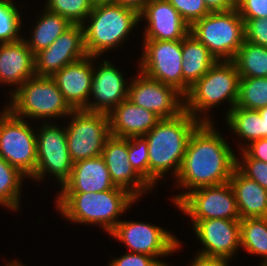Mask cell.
Wrapping results in <instances>:
<instances>
[{
  "instance_id": "obj_1",
  "label": "cell",
  "mask_w": 267,
  "mask_h": 266,
  "mask_svg": "<svg viewBox=\"0 0 267 266\" xmlns=\"http://www.w3.org/2000/svg\"><path fill=\"white\" fill-rule=\"evenodd\" d=\"M212 122H202L191 134L177 182L190 191L229 182L236 156Z\"/></svg>"
},
{
  "instance_id": "obj_2",
  "label": "cell",
  "mask_w": 267,
  "mask_h": 266,
  "mask_svg": "<svg viewBox=\"0 0 267 266\" xmlns=\"http://www.w3.org/2000/svg\"><path fill=\"white\" fill-rule=\"evenodd\" d=\"M207 118H195L184 110L176 117L161 119L144 135L148 141L150 187L171 169L177 177L191 134L202 122H213Z\"/></svg>"
},
{
  "instance_id": "obj_3",
  "label": "cell",
  "mask_w": 267,
  "mask_h": 266,
  "mask_svg": "<svg viewBox=\"0 0 267 266\" xmlns=\"http://www.w3.org/2000/svg\"><path fill=\"white\" fill-rule=\"evenodd\" d=\"M58 196L57 209L67 220L100 224L108 233H111L120 221L117 217L137 200L118 187L96 193L61 192Z\"/></svg>"
},
{
  "instance_id": "obj_4",
  "label": "cell",
  "mask_w": 267,
  "mask_h": 266,
  "mask_svg": "<svg viewBox=\"0 0 267 266\" xmlns=\"http://www.w3.org/2000/svg\"><path fill=\"white\" fill-rule=\"evenodd\" d=\"M88 17L89 25H83L84 46L94 57L120 45L140 21L137 11L116 3L96 5Z\"/></svg>"
},
{
  "instance_id": "obj_5",
  "label": "cell",
  "mask_w": 267,
  "mask_h": 266,
  "mask_svg": "<svg viewBox=\"0 0 267 266\" xmlns=\"http://www.w3.org/2000/svg\"><path fill=\"white\" fill-rule=\"evenodd\" d=\"M240 75L232 60L217 61L184 96V110L198 118V112L209 110L228 99L232 110L238 100ZM197 112V113H196Z\"/></svg>"
},
{
  "instance_id": "obj_6",
  "label": "cell",
  "mask_w": 267,
  "mask_h": 266,
  "mask_svg": "<svg viewBox=\"0 0 267 266\" xmlns=\"http://www.w3.org/2000/svg\"><path fill=\"white\" fill-rule=\"evenodd\" d=\"M190 33L217 61L233 60L245 41V22L236 8L210 12L190 27Z\"/></svg>"
},
{
  "instance_id": "obj_7",
  "label": "cell",
  "mask_w": 267,
  "mask_h": 266,
  "mask_svg": "<svg viewBox=\"0 0 267 266\" xmlns=\"http://www.w3.org/2000/svg\"><path fill=\"white\" fill-rule=\"evenodd\" d=\"M11 96L7 108L19 118L61 117L73 111L51 77L34 76L18 86Z\"/></svg>"
},
{
  "instance_id": "obj_8",
  "label": "cell",
  "mask_w": 267,
  "mask_h": 266,
  "mask_svg": "<svg viewBox=\"0 0 267 266\" xmlns=\"http://www.w3.org/2000/svg\"><path fill=\"white\" fill-rule=\"evenodd\" d=\"M8 108L0 114V156L26 177L37 167V141L34 131Z\"/></svg>"
},
{
  "instance_id": "obj_9",
  "label": "cell",
  "mask_w": 267,
  "mask_h": 266,
  "mask_svg": "<svg viewBox=\"0 0 267 266\" xmlns=\"http://www.w3.org/2000/svg\"><path fill=\"white\" fill-rule=\"evenodd\" d=\"M177 208L188 214L193 221L213 218L240 220L233 189L229 182L205 186L182 193L173 198Z\"/></svg>"
},
{
  "instance_id": "obj_10",
  "label": "cell",
  "mask_w": 267,
  "mask_h": 266,
  "mask_svg": "<svg viewBox=\"0 0 267 266\" xmlns=\"http://www.w3.org/2000/svg\"><path fill=\"white\" fill-rule=\"evenodd\" d=\"M66 127L68 151L73 163L102 154L110 134L108 114L73 110Z\"/></svg>"
},
{
  "instance_id": "obj_11",
  "label": "cell",
  "mask_w": 267,
  "mask_h": 266,
  "mask_svg": "<svg viewBox=\"0 0 267 266\" xmlns=\"http://www.w3.org/2000/svg\"><path fill=\"white\" fill-rule=\"evenodd\" d=\"M144 40L140 72L174 87L183 95L182 40Z\"/></svg>"
},
{
  "instance_id": "obj_12",
  "label": "cell",
  "mask_w": 267,
  "mask_h": 266,
  "mask_svg": "<svg viewBox=\"0 0 267 266\" xmlns=\"http://www.w3.org/2000/svg\"><path fill=\"white\" fill-rule=\"evenodd\" d=\"M39 131V134H36L37 167L32 178L40 181L44 174L49 172L57 178V182L62 187L70 178L73 168L68 151L66 129L45 123Z\"/></svg>"
},
{
  "instance_id": "obj_13",
  "label": "cell",
  "mask_w": 267,
  "mask_h": 266,
  "mask_svg": "<svg viewBox=\"0 0 267 266\" xmlns=\"http://www.w3.org/2000/svg\"><path fill=\"white\" fill-rule=\"evenodd\" d=\"M110 235L125 243L132 253L155 258L171 254L181 245L175 236L163 228L136 221H119Z\"/></svg>"
},
{
  "instance_id": "obj_14",
  "label": "cell",
  "mask_w": 267,
  "mask_h": 266,
  "mask_svg": "<svg viewBox=\"0 0 267 266\" xmlns=\"http://www.w3.org/2000/svg\"><path fill=\"white\" fill-rule=\"evenodd\" d=\"M139 73L141 75L134 78L131 84L129 83L128 100L152 111L161 119L176 117L184 111V97L179 91L149 78L142 72Z\"/></svg>"
},
{
  "instance_id": "obj_15",
  "label": "cell",
  "mask_w": 267,
  "mask_h": 266,
  "mask_svg": "<svg viewBox=\"0 0 267 266\" xmlns=\"http://www.w3.org/2000/svg\"><path fill=\"white\" fill-rule=\"evenodd\" d=\"M87 56L82 24H73L48 48L35 55V76L52 77L56 72Z\"/></svg>"
},
{
  "instance_id": "obj_16",
  "label": "cell",
  "mask_w": 267,
  "mask_h": 266,
  "mask_svg": "<svg viewBox=\"0 0 267 266\" xmlns=\"http://www.w3.org/2000/svg\"><path fill=\"white\" fill-rule=\"evenodd\" d=\"M192 222L194 232L205 246L198 254L232 259L240 246V220L213 218Z\"/></svg>"
},
{
  "instance_id": "obj_17",
  "label": "cell",
  "mask_w": 267,
  "mask_h": 266,
  "mask_svg": "<svg viewBox=\"0 0 267 266\" xmlns=\"http://www.w3.org/2000/svg\"><path fill=\"white\" fill-rule=\"evenodd\" d=\"M115 187L129 192L136 199L151 187L136 173L128 160V138L110 135L101 154Z\"/></svg>"
},
{
  "instance_id": "obj_18",
  "label": "cell",
  "mask_w": 267,
  "mask_h": 266,
  "mask_svg": "<svg viewBox=\"0 0 267 266\" xmlns=\"http://www.w3.org/2000/svg\"><path fill=\"white\" fill-rule=\"evenodd\" d=\"M128 87L119 69L103 60L99 69L93 68L90 95L96 98V102H88L83 110L109 114L123 100L128 99Z\"/></svg>"
},
{
  "instance_id": "obj_19",
  "label": "cell",
  "mask_w": 267,
  "mask_h": 266,
  "mask_svg": "<svg viewBox=\"0 0 267 266\" xmlns=\"http://www.w3.org/2000/svg\"><path fill=\"white\" fill-rule=\"evenodd\" d=\"M139 17L140 20L145 17L149 25L145 29L144 39L182 40L190 32V26L168 0L147 2Z\"/></svg>"
},
{
  "instance_id": "obj_20",
  "label": "cell",
  "mask_w": 267,
  "mask_h": 266,
  "mask_svg": "<svg viewBox=\"0 0 267 266\" xmlns=\"http://www.w3.org/2000/svg\"><path fill=\"white\" fill-rule=\"evenodd\" d=\"M95 58L97 57L87 55L66 65L51 77L73 110H81L88 105L93 79L92 59Z\"/></svg>"
},
{
  "instance_id": "obj_21",
  "label": "cell",
  "mask_w": 267,
  "mask_h": 266,
  "mask_svg": "<svg viewBox=\"0 0 267 266\" xmlns=\"http://www.w3.org/2000/svg\"><path fill=\"white\" fill-rule=\"evenodd\" d=\"M110 134L117 137L130 138L144 136L160 120L152 111L123 100L109 114Z\"/></svg>"
},
{
  "instance_id": "obj_22",
  "label": "cell",
  "mask_w": 267,
  "mask_h": 266,
  "mask_svg": "<svg viewBox=\"0 0 267 266\" xmlns=\"http://www.w3.org/2000/svg\"><path fill=\"white\" fill-rule=\"evenodd\" d=\"M115 188L102 156L73 163L70 178L60 192H101Z\"/></svg>"
},
{
  "instance_id": "obj_23",
  "label": "cell",
  "mask_w": 267,
  "mask_h": 266,
  "mask_svg": "<svg viewBox=\"0 0 267 266\" xmlns=\"http://www.w3.org/2000/svg\"><path fill=\"white\" fill-rule=\"evenodd\" d=\"M35 76V55L25 39L0 45V82L22 85Z\"/></svg>"
},
{
  "instance_id": "obj_24",
  "label": "cell",
  "mask_w": 267,
  "mask_h": 266,
  "mask_svg": "<svg viewBox=\"0 0 267 266\" xmlns=\"http://www.w3.org/2000/svg\"><path fill=\"white\" fill-rule=\"evenodd\" d=\"M241 219L267 217V189L244 176L237 168L229 180Z\"/></svg>"
},
{
  "instance_id": "obj_25",
  "label": "cell",
  "mask_w": 267,
  "mask_h": 266,
  "mask_svg": "<svg viewBox=\"0 0 267 266\" xmlns=\"http://www.w3.org/2000/svg\"><path fill=\"white\" fill-rule=\"evenodd\" d=\"M217 59L190 32L182 39L183 97Z\"/></svg>"
},
{
  "instance_id": "obj_26",
  "label": "cell",
  "mask_w": 267,
  "mask_h": 266,
  "mask_svg": "<svg viewBox=\"0 0 267 266\" xmlns=\"http://www.w3.org/2000/svg\"><path fill=\"white\" fill-rule=\"evenodd\" d=\"M41 16L32 32L31 40H25L34 55L48 48L63 32L73 25L65 17L48 10Z\"/></svg>"
},
{
  "instance_id": "obj_27",
  "label": "cell",
  "mask_w": 267,
  "mask_h": 266,
  "mask_svg": "<svg viewBox=\"0 0 267 266\" xmlns=\"http://www.w3.org/2000/svg\"><path fill=\"white\" fill-rule=\"evenodd\" d=\"M240 78L267 77V48L244 41L232 60Z\"/></svg>"
},
{
  "instance_id": "obj_28",
  "label": "cell",
  "mask_w": 267,
  "mask_h": 266,
  "mask_svg": "<svg viewBox=\"0 0 267 266\" xmlns=\"http://www.w3.org/2000/svg\"><path fill=\"white\" fill-rule=\"evenodd\" d=\"M251 254L264 256L261 266H267V217L240 219V247Z\"/></svg>"
},
{
  "instance_id": "obj_29",
  "label": "cell",
  "mask_w": 267,
  "mask_h": 266,
  "mask_svg": "<svg viewBox=\"0 0 267 266\" xmlns=\"http://www.w3.org/2000/svg\"><path fill=\"white\" fill-rule=\"evenodd\" d=\"M228 126L248 143L263 138V118L259 110L245 109L235 106L226 115Z\"/></svg>"
},
{
  "instance_id": "obj_30",
  "label": "cell",
  "mask_w": 267,
  "mask_h": 266,
  "mask_svg": "<svg viewBox=\"0 0 267 266\" xmlns=\"http://www.w3.org/2000/svg\"><path fill=\"white\" fill-rule=\"evenodd\" d=\"M22 177L25 175L0 156V204L4 207L19 209Z\"/></svg>"
},
{
  "instance_id": "obj_31",
  "label": "cell",
  "mask_w": 267,
  "mask_h": 266,
  "mask_svg": "<svg viewBox=\"0 0 267 266\" xmlns=\"http://www.w3.org/2000/svg\"><path fill=\"white\" fill-rule=\"evenodd\" d=\"M237 107L259 110L267 106V77L240 78Z\"/></svg>"
},
{
  "instance_id": "obj_32",
  "label": "cell",
  "mask_w": 267,
  "mask_h": 266,
  "mask_svg": "<svg viewBox=\"0 0 267 266\" xmlns=\"http://www.w3.org/2000/svg\"><path fill=\"white\" fill-rule=\"evenodd\" d=\"M91 0H47L45 9L68 19L72 24L86 25L84 19L93 11Z\"/></svg>"
},
{
  "instance_id": "obj_33",
  "label": "cell",
  "mask_w": 267,
  "mask_h": 266,
  "mask_svg": "<svg viewBox=\"0 0 267 266\" xmlns=\"http://www.w3.org/2000/svg\"><path fill=\"white\" fill-rule=\"evenodd\" d=\"M21 16L12 0H0V44L21 40Z\"/></svg>"
},
{
  "instance_id": "obj_34",
  "label": "cell",
  "mask_w": 267,
  "mask_h": 266,
  "mask_svg": "<svg viewBox=\"0 0 267 266\" xmlns=\"http://www.w3.org/2000/svg\"><path fill=\"white\" fill-rule=\"evenodd\" d=\"M128 160L136 173L149 185L148 141L144 136L128 138Z\"/></svg>"
},
{
  "instance_id": "obj_35",
  "label": "cell",
  "mask_w": 267,
  "mask_h": 266,
  "mask_svg": "<svg viewBox=\"0 0 267 266\" xmlns=\"http://www.w3.org/2000/svg\"><path fill=\"white\" fill-rule=\"evenodd\" d=\"M183 20L191 27L210 13L203 0H168Z\"/></svg>"
},
{
  "instance_id": "obj_36",
  "label": "cell",
  "mask_w": 267,
  "mask_h": 266,
  "mask_svg": "<svg viewBox=\"0 0 267 266\" xmlns=\"http://www.w3.org/2000/svg\"><path fill=\"white\" fill-rule=\"evenodd\" d=\"M244 164L236 159V168L247 178L256 181L263 188L267 189V163L251 158L242 150Z\"/></svg>"
},
{
  "instance_id": "obj_37",
  "label": "cell",
  "mask_w": 267,
  "mask_h": 266,
  "mask_svg": "<svg viewBox=\"0 0 267 266\" xmlns=\"http://www.w3.org/2000/svg\"><path fill=\"white\" fill-rule=\"evenodd\" d=\"M242 19L245 22V40L267 48V17Z\"/></svg>"
},
{
  "instance_id": "obj_38",
  "label": "cell",
  "mask_w": 267,
  "mask_h": 266,
  "mask_svg": "<svg viewBox=\"0 0 267 266\" xmlns=\"http://www.w3.org/2000/svg\"><path fill=\"white\" fill-rule=\"evenodd\" d=\"M164 262H160L155 257L141 254V253H128L120 258L112 259L109 266H167Z\"/></svg>"
},
{
  "instance_id": "obj_39",
  "label": "cell",
  "mask_w": 267,
  "mask_h": 266,
  "mask_svg": "<svg viewBox=\"0 0 267 266\" xmlns=\"http://www.w3.org/2000/svg\"><path fill=\"white\" fill-rule=\"evenodd\" d=\"M236 9L242 18H266L267 0H239Z\"/></svg>"
},
{
  "instance_id": "obj_40",
  "label": "cell",
  "mask_w": 267,
  "mask_h": 266,
  "mask_svg": "<svg viewBox=\"0 0 267 266\" xmlns=\"http://www.w3.org/2000/svg\"><path fill=\"white\" fill-rule=\"evenodd\" d=\"M248 145V147L242 145L241 150H244L251 158L267 163V138L255 140Z\"/></svg>"
},
{
  "instance_id": "obj_41",
  "label": "cell",
  "mask_w": 267,
  "mask_h": 266,
  "mask_svg": "<svg viewBox=\"0 0 267 266\" xmlns=\"http://www.w3.org/2000/svg\"><path fill=\"white\" fill-rule=\"evenodd\" d=\"M210 12L227 11L236 8L235 0H203Z\"/></svg>"
},
{
  "instance_id": "obj_42",
  "label": "cell",
  "mask_w": 267,
  "mask_h": 266,
  "mask_svg": "<svg viewBox=\"0 0 267 266\" xmlns=\"http://www.w3.org/2000/svg\"><path fill=\"white\" fill-rule=\"evenodd\" d=\"M191 266H228V259L208 257L198 254Z\"/></svg>"
},
{
  "instance_id": "obj_43",
  "label": "cell",
  "mask_w": 267,
  "mask_h": 266,
  "mask_svg": "<svg viewBox=\"0 0 267 266\" xmlns=\"http://www.w3.org/2000/svg\"><path fill=\"white\" fill-rule=\"evenodd\" d=\"M115 3L140 13L145 7L147 0H116Z\"/></svg>"
},
{
  "instance_id": "obj_44",
  "label": "cell",
  "mask_w": 267,
  "mask_h": 266,
  "mask_svg": "<svg viewBox=\"0 0 267 266\" xmlns=\"http://www.w3.org/2000/svg\"><path fill=\"white\" fill-rule=\"evenodd\" d=\"M259 113L263 118V138H267V106L259 109Z\"/></svg>"
},
{
  "instance_id": "obj_45",
  "label": "cell",
  "mask_w": 267,
  "mask_h": 266,
  "mask_svg": "<svg viewBox=\"0 0 267 266\" xmlns=\"http://www.w3.org/2000/svg\"><path fill=\"white\" fill-rule=\"evenodd\" d=\"M94 6L100 4H113L116 0H91Z\"/></svg>"
},
{
  "instance_id": "obj_46",
  "label": "cell",
  "mask_w": 267,
  "mask_h": 266,
  "mask_svg": "<svg viewBox=\"0 0 267 266\" xmlns=\"http://www.w3.org/2000/svg\"><path fill=\"white\" fill-rule=\"evenodd\" d=\"M7 266H25V265L18 263V261L16 262L14 261V262H11V264L9 263Z\"/></svg>"
}]
</instances>
